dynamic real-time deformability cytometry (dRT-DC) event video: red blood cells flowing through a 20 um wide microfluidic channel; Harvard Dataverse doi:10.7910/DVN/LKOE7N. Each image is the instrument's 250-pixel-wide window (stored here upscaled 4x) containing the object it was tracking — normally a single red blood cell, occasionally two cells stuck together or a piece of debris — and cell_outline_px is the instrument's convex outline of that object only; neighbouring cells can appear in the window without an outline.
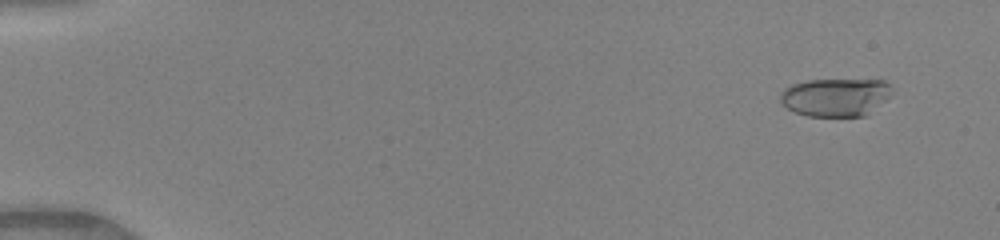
{"species": "human", "species_latin": "Homo sapiens", "temperature_condition": "warm", "stored_images_in_passage": 23, "camera_frame_rate_fps": 3000, "um_per_image_px": 0.085, "donor": {"sex": "female"}, "frame": {"image": 1, "passage_image": 1, "time_ms": 0.0, "image_size_px": [1000, 240], "cell_outline_px": [[892, 92], [868, 116], [808, 116], [796, 112], [788, 108], [780, 100], [780, 96], [784, 88], [792, 84], [808, 80], [884, 80], [892, 88]], "centroid_in_image_um": [71.03, 8.26], "position_along_channel_um": 14.0, "area_um2": 24.68}}
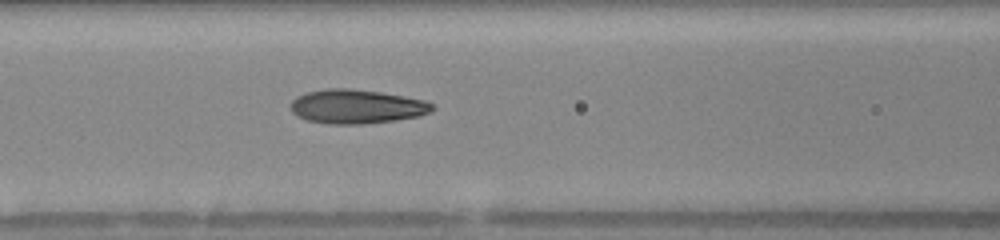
{"frame": {"image": 2, "passage_image": 17, "time_ms": 5.333, "image_size_px": [1000, 240], "cell_outline_px": [[436, 108], [432, 112], [420, 116], [396, 120], [360, 124], [328, 124], [308, 120], [292, 112], [292, 100], [296, 96], [308, 92], [328, 88], [348, 88], [380, 92], [404, 96], [424, 100], [432, 104]], "centroid_in_image_um": [30.36, 9.05], "position_along_channel_um": 136.2, "area_um2": 28.03}}
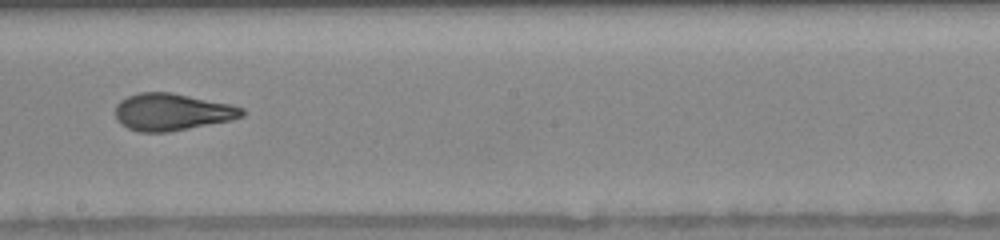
{"frame": {"image": 3, "passage_image": 22, "time_ms": 7.0, "image_size_px": [1000, 240], "cell_outline_px": [[244, 116], [232, 120], [168, 132], [140, 132], [128, 128], [120, 124], [116, 116], [116, 104], [120, 100], [128, 96], [140, 92], [172, 92], [232, 104], [244, 108]], "centroid_in_image_um": [14.64, 9.51], "position_along_channel_um": 233.6, "area_um2": 27.51}}